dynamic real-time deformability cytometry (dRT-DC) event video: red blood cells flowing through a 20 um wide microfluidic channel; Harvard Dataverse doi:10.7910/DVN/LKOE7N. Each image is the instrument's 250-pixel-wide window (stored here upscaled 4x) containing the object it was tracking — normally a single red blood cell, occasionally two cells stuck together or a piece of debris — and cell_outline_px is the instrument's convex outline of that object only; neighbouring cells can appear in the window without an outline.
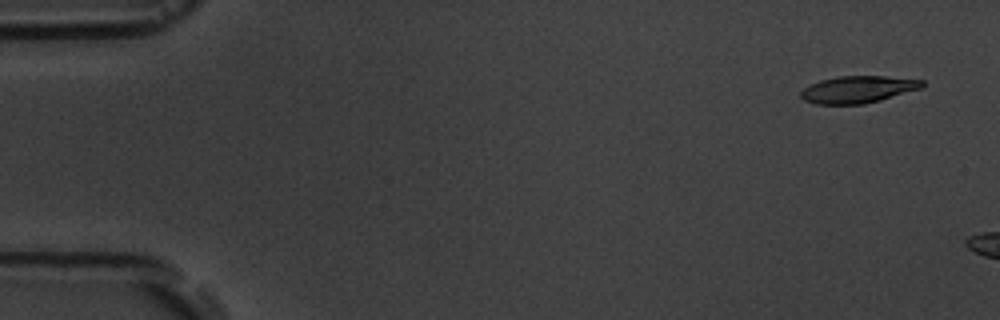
{"species": "common noctule bat (a hibernating species)", "species_latin": "Nyctalus noctula", "temperature_condition": "room temperature", "stored_images_in_passage": 3, "camera_frame_rate_fps": 3000, "um_per_image_px": 0.085, "animal": {"sex": "male", "body_mass_g": 19.5, "forearm_length_mm": 54.6}, "frame": {"image": 1, "passage_image": 1, "time_ms": 0.0, "image_size_px": [1000, 320], "cell_outline_px": [[924, 84], [920, 88], [880, 100], [864, 104], [816, 104], [804, 100], [800, 96], [800, 92], [808, 84], [820, 80], [836, 76], [884, 76], [924, 80]], "centroid_in_image_um": [72.87, 7.59], "position_along_channel_um": 12.1, "area_um2": 19.07}}